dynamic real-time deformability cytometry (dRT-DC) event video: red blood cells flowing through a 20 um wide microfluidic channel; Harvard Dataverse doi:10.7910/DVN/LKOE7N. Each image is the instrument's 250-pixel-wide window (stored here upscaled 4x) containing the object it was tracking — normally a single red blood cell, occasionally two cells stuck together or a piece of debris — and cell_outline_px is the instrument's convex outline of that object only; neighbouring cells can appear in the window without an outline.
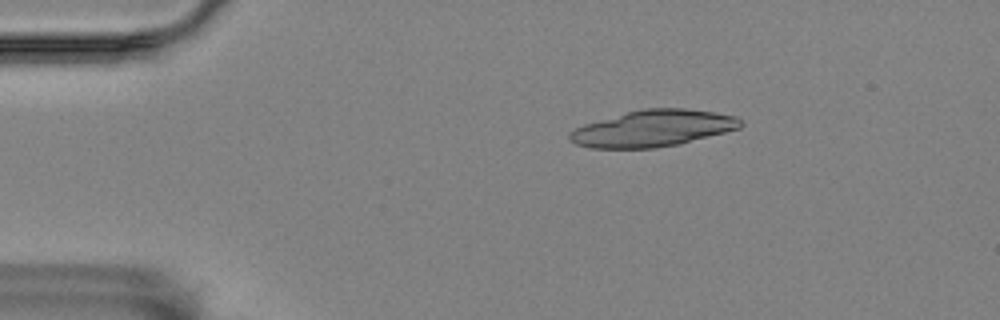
{"species": "Egyptian fruit bat (a non-hibernating species)", "species_latin": "Rousettus aegyptiacus", "temperature_condition": "room temperature", "stored_images_in_passage": 39, "camera_frame_rate_fps": 3000, "um_per_image_px": 0.085, "animal": {"sex": "female"}, "frame": {"image": 1, "passage_image": 6, "time_ms": 1.667, "image_size_px": [1000, 320], "cell_outline_px": [[744, 124], [740, 128], [680, 144], [656, 148], [592, 148], [576, 144], [568, 140], [568, 136], [576, 128], [584, 124], [628, 112], [644, 108], [684, 108], [712, 112], [736, 116]], "centroid_in_image_um": [55.51, 10.92], "position_along_channel_um": 29.5, "area_um2": 36.13}}